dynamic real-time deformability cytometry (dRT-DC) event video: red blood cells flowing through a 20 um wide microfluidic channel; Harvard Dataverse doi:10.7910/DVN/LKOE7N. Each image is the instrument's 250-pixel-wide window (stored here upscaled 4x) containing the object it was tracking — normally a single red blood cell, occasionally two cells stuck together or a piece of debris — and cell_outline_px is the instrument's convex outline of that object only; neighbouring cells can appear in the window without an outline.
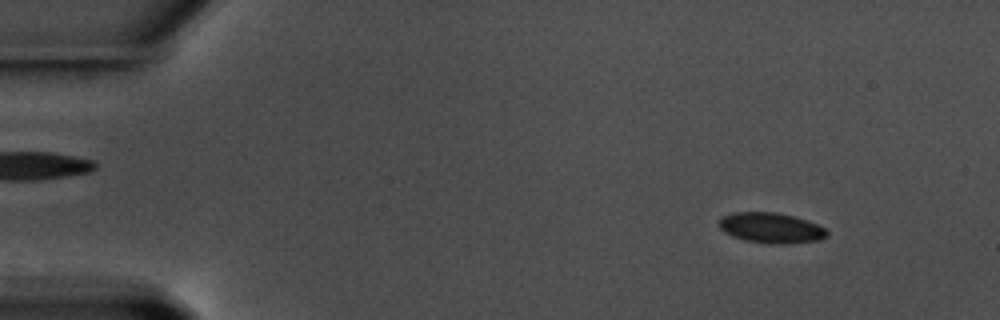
{"species": "common noctule bat (a hibernating species)", "species_latin": "Nyctalus noctula", "temperature_condition": "warm", "stored_images_in_passage": 55, "camera_frame_rate_fps": 3000, "um_per_image_px": 0.085, "animal": {"sex": "male", "body_mass_g": 17.5, "forearm_length_mm": 52.3}, "frame": {"image": 1, "passage_image": 4, "time_ms": 1.0, "image_size_px": [1000, 320], "cell_outline_px": [[828, 236], [820, 240], [780, 244], [744, 240], [732, 236], [724, 232], [720, 228], [720, 220], [724, 216], [732, 212], [776, 212], [792, 216], [816, 224], [824, 228], [828, 232]], "centroid_in_image_um": [65.53, 19.37], "position_along_channel_um": 19.5, "area_um2": 18.79}}
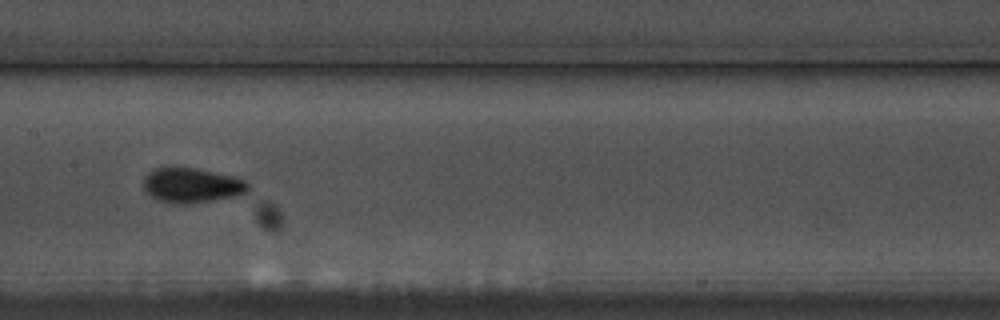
{"frame": {"image": 2, "passage_image": 27, "time_ms": 8.667, "image_size_px": [1000, 320], "cell_outline_px": [[252, 188], [248, 192], [232, 196], [188, 204], [184, 204], [156, 200], [148, 196], [144, 192], [144, 176], [148, 172], [156, 168], [168, 164], [172, 164], [196, 168], [232, 176], [244, 180], [252, 184]], "centroid_in_image_um": [16.25, 15.71], "position_along_channel_um": 191.2, "area_um2": 21.85}}
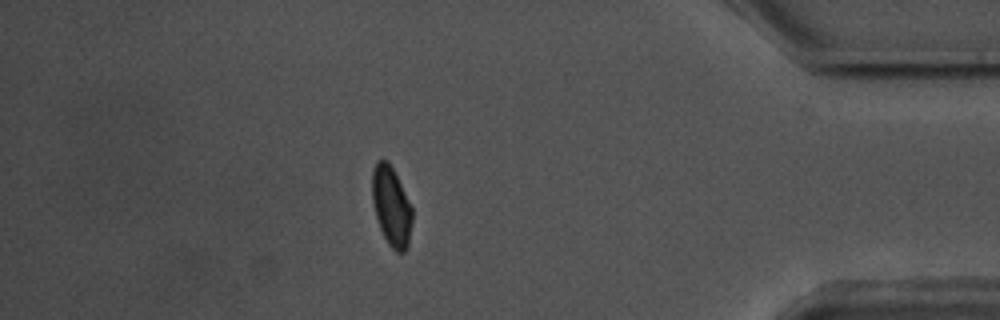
{"frame": {"image": 3, "passage_image": 48, "time_ms": 15.667, "image_size_px": [1000, 320], "cell_outline_px": [[412, 220], [408, 244], [404, 252], [396, 252], [388, 244], [380, 228], [376, 216], [372, 200], [372, 168], [376, 160], [388, 160], [412, 208]], "centroid_in_image_um": [33.24, 17.53], "position_along_channel_um": 402.0, "area_um2": 18.32}, "authors_computed_cell_mechanics": {"area_um2": 19.3052, "velocity_mm_per_s": 3.5496, "shape_relaxation_time_tau1_ms": 2.3238, "shape_relaxation_time_tau2_ms": 1.0021, "deformation_change_tau1": 0.0788, "deformation_change_tau2": 0.0655}}